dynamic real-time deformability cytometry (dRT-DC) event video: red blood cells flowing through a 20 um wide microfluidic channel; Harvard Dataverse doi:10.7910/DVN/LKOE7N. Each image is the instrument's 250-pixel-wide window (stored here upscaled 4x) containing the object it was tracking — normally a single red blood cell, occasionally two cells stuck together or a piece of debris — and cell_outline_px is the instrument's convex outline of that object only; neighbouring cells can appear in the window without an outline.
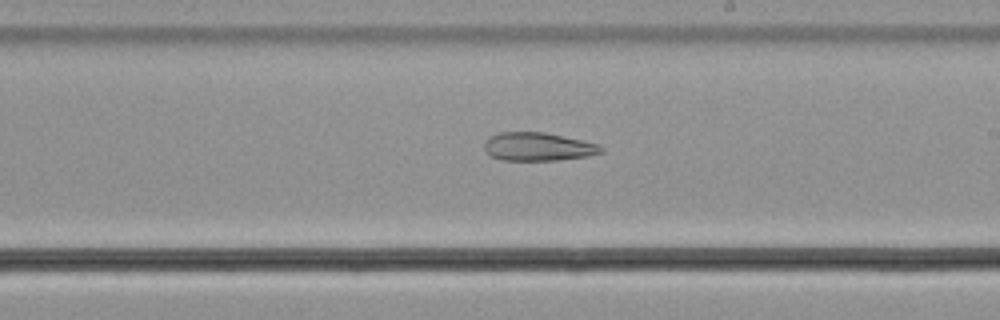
{"species": "common noctule bat (a hibernating species)", "species_latin": "Nyctalus noctula", "temperature_condition": "cold", "stored_images_in_passage": 44, "camera_frame_rate_fps": 3000, "um_per_image_px": 0.085, "animal": {"sex": "male", "body_mass_g": 21.5, "forearm_length_mm": 52.0}, "frame": {"image": 1, "passage_image": 32, "time_ms": 10.333, "image_size_px": [1000, 320], "cell_outline_px": [[604, 152], [588, 156], [556, 160], [500, 160], [492, 156], [484, 148], [484, 144], [492, 136], [500, 132], [544, 132], [580, 140], [596, 144], [604, 148]], "centroid_in_image_um": [45.75, 12.47], "position_along_channel_um": 243.3, "area_um2": 18.96}}